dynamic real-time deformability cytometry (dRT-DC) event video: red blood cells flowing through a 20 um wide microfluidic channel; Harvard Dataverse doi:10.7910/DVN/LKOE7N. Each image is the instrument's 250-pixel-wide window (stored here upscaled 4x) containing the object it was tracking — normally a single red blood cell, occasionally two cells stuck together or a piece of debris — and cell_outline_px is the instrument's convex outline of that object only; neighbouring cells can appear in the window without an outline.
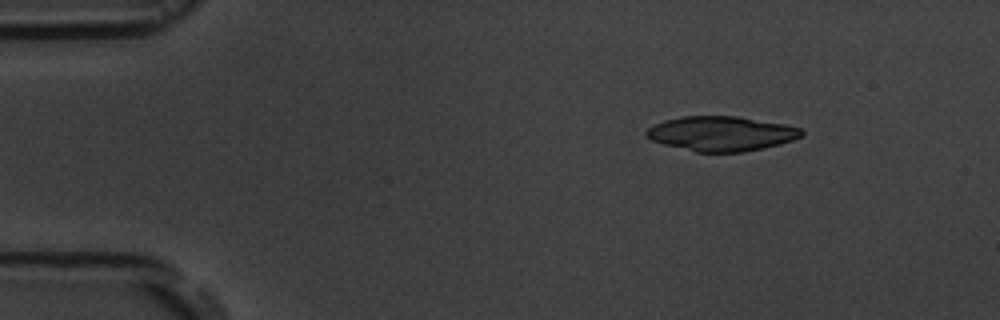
{"species": "common noctule bat (a hibernating species)", "species_latin": "Nyctalus noctula", "temperature_condition": "room temperature", "stored_images_in_passage": 5, "camera_frame_rate_fps": 3000, "um_per_image_px": 0.085, "animal": {"sex": "male", "body_mass_g": 19.5, "forearm_length_mm": 54.6}, "frame": {"image": 1, "passage_image": 3, "time_ms": 2.333, "image_size_px": [1000, 320], "cell_outline_px": [[804, 132], [800, 136], [792, 140], [780, 144], [764, 148], [744, 152], [696, 152], [664, 144], [652, 140], [644, 132], [648, 128], [664, 120], [684, 116], [736, 116], [788, 124], [800, 128]], "centroid_in_image_um": [61.34, 11.35], "position_along_channel_um": 23.7, "area_um2": 31.33}}